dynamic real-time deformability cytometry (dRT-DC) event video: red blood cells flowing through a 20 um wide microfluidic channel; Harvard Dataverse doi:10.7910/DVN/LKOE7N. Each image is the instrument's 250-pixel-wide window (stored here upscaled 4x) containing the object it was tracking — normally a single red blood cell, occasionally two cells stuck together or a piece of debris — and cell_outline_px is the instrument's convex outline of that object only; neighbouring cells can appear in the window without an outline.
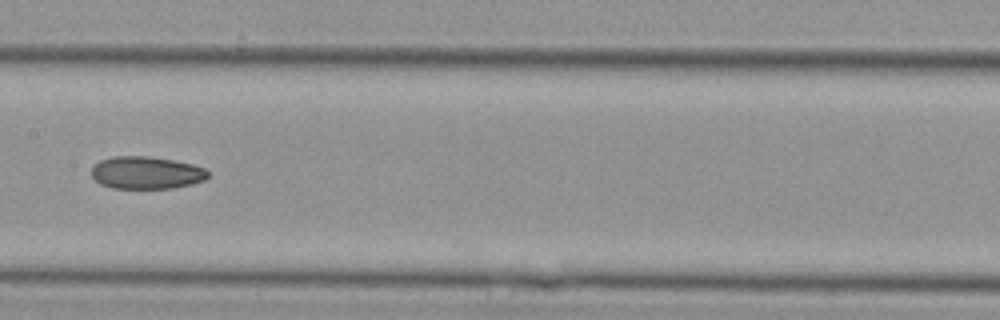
{"species": "Egyptian fruit bat (a non-hibernating species)", "species_latin": "Rousettus aegyptiacus", "temperature_condition": "cold", "stored_images_in_passage": 20, "camera_frame_rate_fps": 3000, "um_per_image_px": 0.085, "animal": {"sex": "female"}, "frame": {"image": 1, "passage_image": 10, "time_ms": 3.0, "image_size_px": [1000, 320], "cell_outline_px": [[208, 176], [204, 180], [192, 184], [172, 188], [112, 188], [100, 184], [92, 176], [92, 168], [100, 160], [112, 156], [152, 156], [192, 164], [204, 168], [208, 172]], "centroid_in_image_um": [12.43, 14.68], "position_along_channel_um": 195.0, "area_um2": 22.02}}
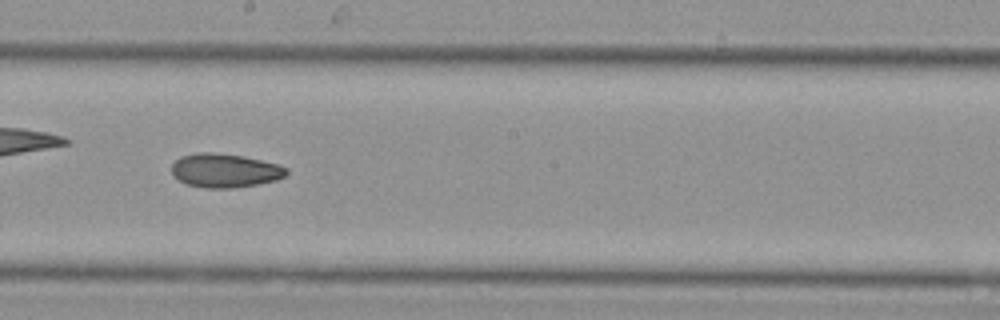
{"frame": {"image": 2, "passage_image": 12, "time_ms": 3.667, "image_size_px": [1000, 320], "cell_outline_px": [[288, 172], [284, 176], [276, 180], [256, 184], [232, 188], [204, 188], [184, 184], [172, 172], [172, 164], [180, 156], [196, 152], [212, 152], [244, 156], [276, 164], [288, 168]], "centroid_in_image_um": [19.09, 14.49], "position_along_channel_um": 229.1, "area_um2": 22.6}}
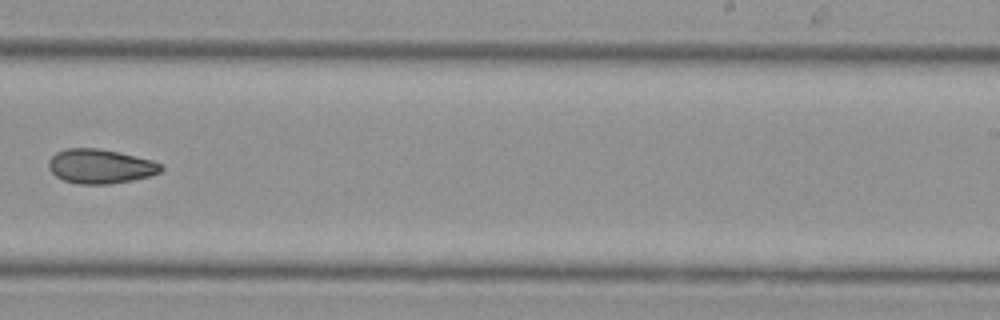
{"frame": {"image": 3, "passage_image": 15, "time_ms": 4.667, "image_size_px": [1000, 320], "cell_outline_px": [[164, 168], [160, 172], [148, 176], [132, 180], [108, 184], [80, 184], [64, 180], [56, 176], [48, 168], [48, 160], [56, 152], [68, 148], [100, 148], [120, 152], [152, 160], [160, 164]], "centroid_in_image_um": [8.51, 14.12], "position_along_channel_um": 280.5, "area_um2": 22.48}}